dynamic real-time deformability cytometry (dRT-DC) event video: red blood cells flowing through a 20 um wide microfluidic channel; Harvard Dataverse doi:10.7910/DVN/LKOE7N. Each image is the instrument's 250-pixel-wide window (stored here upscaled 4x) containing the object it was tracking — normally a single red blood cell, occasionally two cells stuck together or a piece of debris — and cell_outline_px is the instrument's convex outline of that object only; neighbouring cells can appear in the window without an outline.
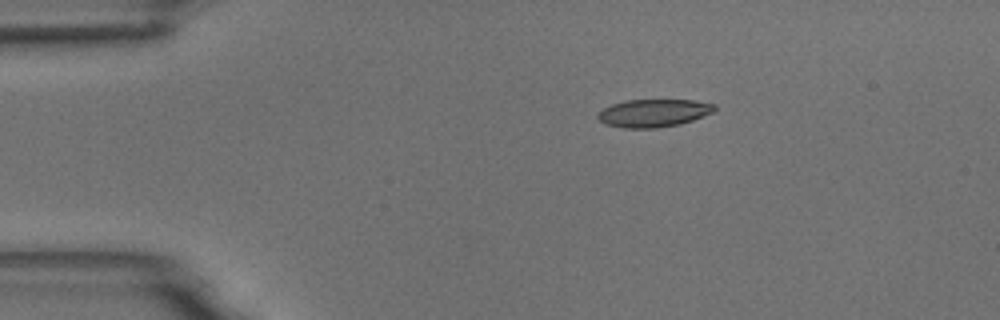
{"species": "common noctule bat (a hibernating species)", "species_latin": "Nyctalus noctula", "temperature_condition": "room temperature", "stored_images_in_passage": 5, "camera_frame_rate_fps": 3000, "um_per_image_px": 0.085, "animal": {"sex": "male", "body_mass_g": 18.8}, "frame": {"image": 1, "passage_image": 3, "time_ms": 2.333, "image_size_px": [1000, 320], "cell_outline_px": [[716, 108], [712, 112], [692, 120], [680, 124], [656, 128], [624, 128], [604, 124], [596, 116], [604, 108], [612, 104], [624, 100], [692, 100], [716, 104]], "centroid_in_image_um": [55.54, 9.61], "position_along_channel_um": 29.5, "area_um2": 18.84}}